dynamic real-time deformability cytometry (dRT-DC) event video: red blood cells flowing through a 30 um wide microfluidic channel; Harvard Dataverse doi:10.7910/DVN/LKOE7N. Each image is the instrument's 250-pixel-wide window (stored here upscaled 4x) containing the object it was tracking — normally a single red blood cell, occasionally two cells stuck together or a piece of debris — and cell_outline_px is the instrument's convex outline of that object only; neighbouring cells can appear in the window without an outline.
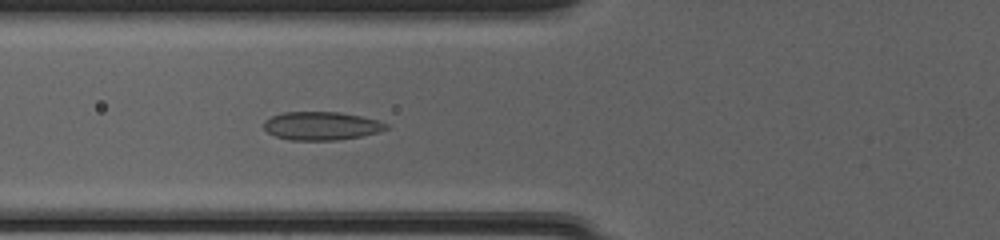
{"species": "common noctule bat (a hibernating species)", "species_latin": "Nyctalus noctula", "temperature_condition": "cold", "stored_images_in_passage": 51, "camera_frame_rate_fps": 3000, "um_per_image_px": 0.085, "animal": {"sex": "female", "body_mass_g": 20.0, "forearm_length_mm": 54.0}, "frame": {"image": 1, "passage_image": 21, "time_ms": 6.667, "image_size_px": [1000, 240], "cell_outline_px": [[388, 128], [380, 132], [340, 140], [288, 140], [276, 136], [268, 132], [264, 128], [264, 120], [272, 116], [284, 112], [340, 112], [380, 120], [388, 124]], "centroid_in_image_um": [27.34, 10.7], "position_along_channel_um": 98.5, "area_um2": 20.29}}
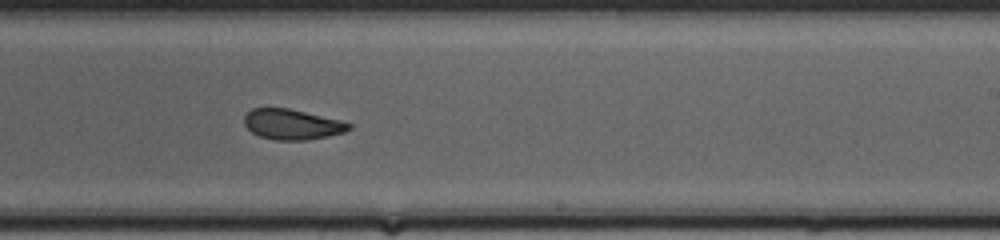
{"frame": {"image": 2, "passage_image": 33, "time_ms": 10.667, "image_size_px": [1000, 240], "cell_outline_px": [[352, 128], [344, 132], [328, 136], [308, 140], [276, 140], [260, 136], [252, 132], [244, 124], [244, 116], [252, 108], [288, 108], [340, 120], [352, 124]], "centroid_in_image_um": [24.83, 10.57], "position_along_channel_um": 264.2, "area_um2": 18.44}}
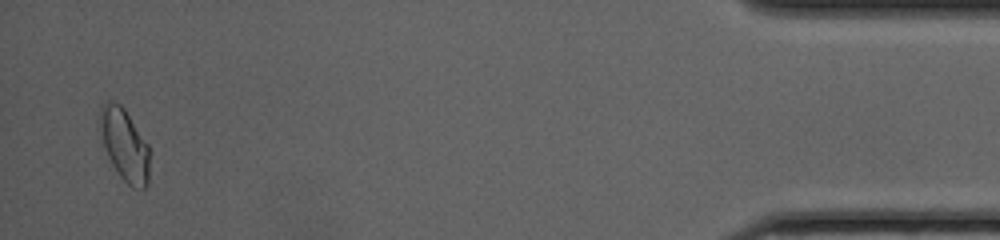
{"frame": {"image": 3, "passage_image": 50, "time_ms": 16.333, "image_size_px": [1000, 240], "cell_outline_px": [[148, 184], [144, 188], [132, 188], [120, 176], [112, 164], [104, 148], [100, 124], [100, 108], [108, 100], [112, 100], [120, 104], [124, 108], [148, 144]], "centroid_in_image_um": [10.58, 12.3], "position_along_channel_um": 424.6, "area_um2": 20.52}, "authors_computed_cell_mechanics": {"area_um2": 20.23, "velocity_mm_per_s": 4.143, "shape_relaxation_time_tau1_ms": 8.5961, "shape_relaxation_time_tau2_ms": 1.604, "deformation_change_tau1": 0.1784, "deformation_change_tau2": 0.0485}}